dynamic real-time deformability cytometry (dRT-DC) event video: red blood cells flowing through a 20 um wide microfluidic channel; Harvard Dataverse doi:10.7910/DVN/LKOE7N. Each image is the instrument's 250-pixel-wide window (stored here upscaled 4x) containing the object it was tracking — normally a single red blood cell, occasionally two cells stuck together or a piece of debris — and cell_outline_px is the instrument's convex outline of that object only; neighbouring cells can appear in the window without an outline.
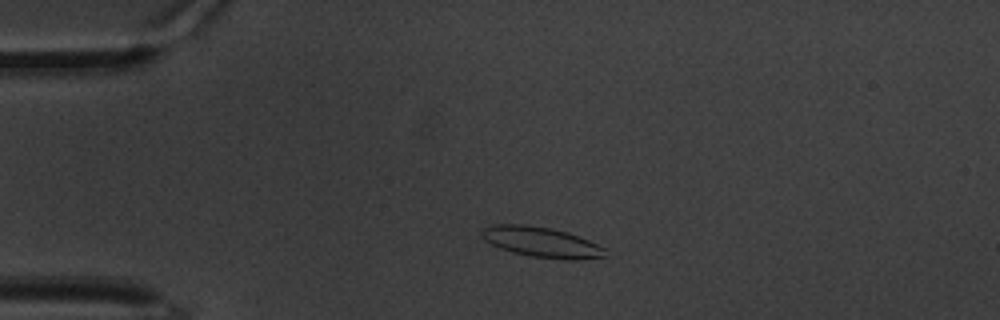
{"species": "common noctule bat (a hibernating species)", "species_latin": "Nyctalus noctula", "temperature_condition": "warm", "stored_images_in_passage": 57, "camera_frame_rate_fps": 3000, "um_per_image_px": 0.085, "animal": {"sex": "male", "body_mass_g": 20.1, "forearm_length_mm": 53.5}, "frame": {"image": 1, "passage_image": 9, "time_ms": 2.667, "image_size_px": [1000, 320], "cell_outline_px": [[604, 256], [580, 260], [564, 260], [532, 256], [512, 252], [500, 248], [484, 240], [480, 236], [480, 232], [484, 228], [496, 224], [524, 224], [552, 228], [568, 232], [580, 236], [604, 248]], "centroid_in_image_um": [46.0, 20.57], "position_along_channel_um": 39.0, "area_um2": 21.79}}
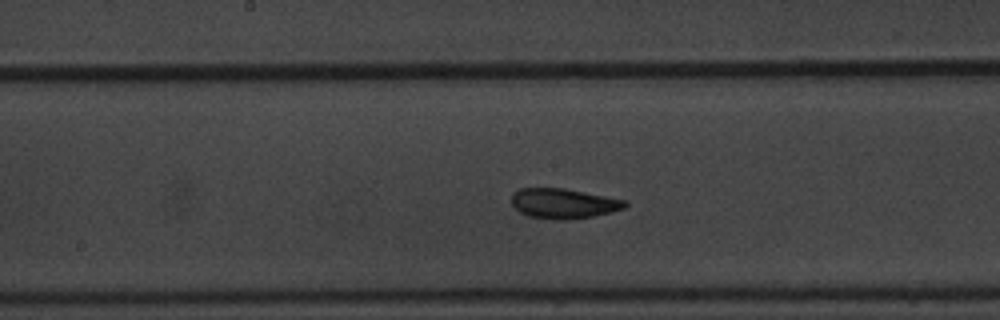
{"frame": {"image": 2, "passage_image": 27, "time_ms": 8.667, "image_size_px": [1000, 320], "cell_outline_px": [[628, 204], [624, 208], [612, 212], [592, 216], [564, 220], [556, 220], [528, 216], [520, 212], [512, 204], [512, 196], [520, 188], [564, 188], [628, 200]], "centroid_in_image_um": [47.93, 17.29], "position_along_channel_um": 200.3, "area_um2": 19.83}}
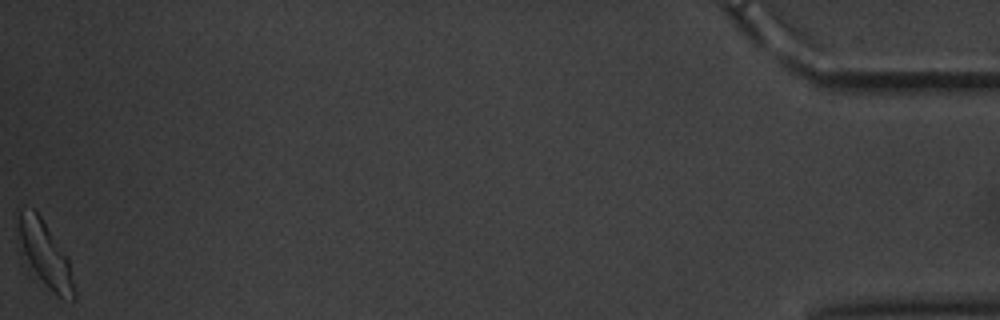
{"frame": {"image": 3, "passage_image": 57, "time_ms": 18.667, "image_size_px": [1000, 320], "cell_outline_px": [[76, 296], [72, 300], [56, 296], [28, 268], [20, 256], [16, 212], [16, 208], [32, 208], [40, 216], [68, 256]], "centroid_in_image_um": [3.75, 21.58], "position_along_channel_um": 431.4, "area_um2": 22.02}, "authors_computed_cell_mechanics": {"area_um2": 19.8254, "velocity_mm_per_s": 3.2525, "shape_relaxation_time_tau1_ms": 3.6588, "shape_relaxation_time_tau2_ms": 2.1573, "deformation_change_tau1": 0.1221, "deformation_change_tau2": 0.0864}}